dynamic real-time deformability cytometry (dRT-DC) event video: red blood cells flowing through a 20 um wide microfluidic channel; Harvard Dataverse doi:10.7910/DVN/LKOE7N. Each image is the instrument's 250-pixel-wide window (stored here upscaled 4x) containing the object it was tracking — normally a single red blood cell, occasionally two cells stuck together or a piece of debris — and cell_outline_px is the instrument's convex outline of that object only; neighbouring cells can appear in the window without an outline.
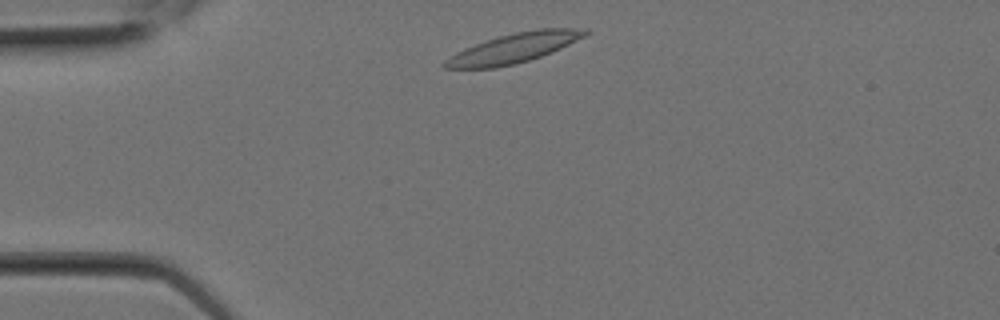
{"species": "Egyptian fruit bat (a non-hibernating species)", "species_latin": "Rousettus aegyptiacus", "temperature_condition": "room temperature", "stored_images_in_passage": 1, "camera_frame_rate_fps": 3000, "um_per_image_px": 0.085, "animal": {"sex": "female"}, "frame": {"image": 1, "passage_image": 1, "time_ms": 0.0, "image_size_px": [1000, 320], "cell_outline_px": [[588, 32], [584, 36], [552, 52], [528, 60], [496, 68], [444, 68], [440, 64], [444, 60], [456, 52], [464, 48], [500, 36], [516, 32], [540, 28], [588, 28]], "centroid_in_image_um": [43.64, 4.09], "position_along_channel_um": 41.4, "area_um2": 23.81}}